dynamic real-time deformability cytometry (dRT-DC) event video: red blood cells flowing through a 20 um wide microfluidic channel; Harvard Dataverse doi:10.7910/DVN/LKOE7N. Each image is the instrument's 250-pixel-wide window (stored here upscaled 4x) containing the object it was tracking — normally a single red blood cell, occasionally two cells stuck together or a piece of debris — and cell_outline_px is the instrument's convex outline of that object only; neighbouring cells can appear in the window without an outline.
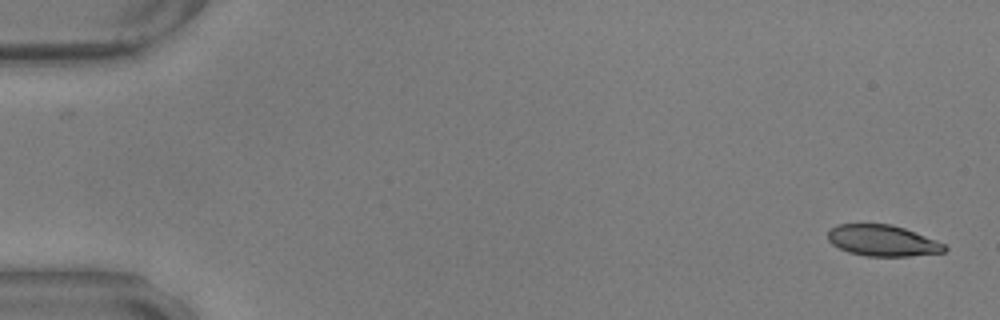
{"species": "common noctule bat (a hibernating species)", "species_latin": "Nyctalus noctula", "temperature_condition": "warm", "stored_images_in_passage": 57, "camera_frame_rate_fps": 3000, "um_per_image_px": 0.085, "animal": {"sex": "male", "body_mass_g": 17.9, "forearm_length_mm": 54.2}, "frame": {"image": 1, "passage_image": 1, "time_ms": 0.0, "image_size_px": [1000, 320], "cell_outline_px": [[948, 248], [944, 252], [908, 256], [864, 256], [848, 252], [832, 244], [828, 240], [828, 232], [836, 224], [892, 224], [904, 228], [936, 240], [944, 244]], "centroid_in_image_um": [75.01, 20.45], "position_along_channel_um": 10.0, "area_um2": 21.1}}
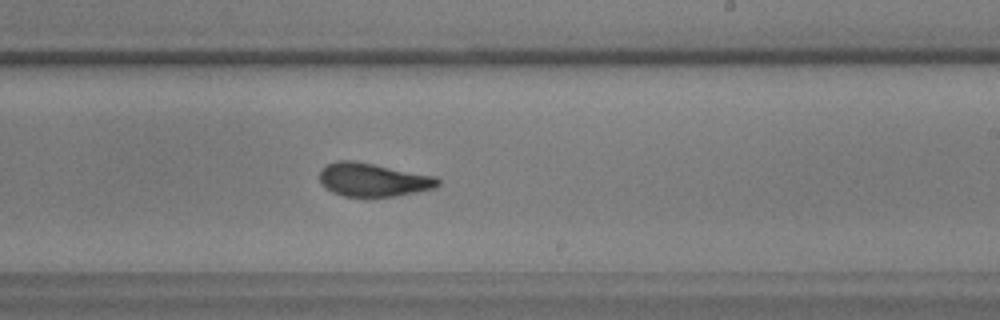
{"frame": {"image": 2, "passage_image": 34, "time_ms": 11.0, "image_size_px": [1000, 320], "cell_outline_px": [[440, 184], [436, 188], [396, 196], [344, 196], [332, 192], [324, 188], [320, 184], [320, 172], [328, 164], [336, 160], [352, 160], [436, 176], [440, 180]], "centroid_in_image_um": [31.72, 15.28], "position_along_channel_um": 257.3, "area_um2": 23.0}}
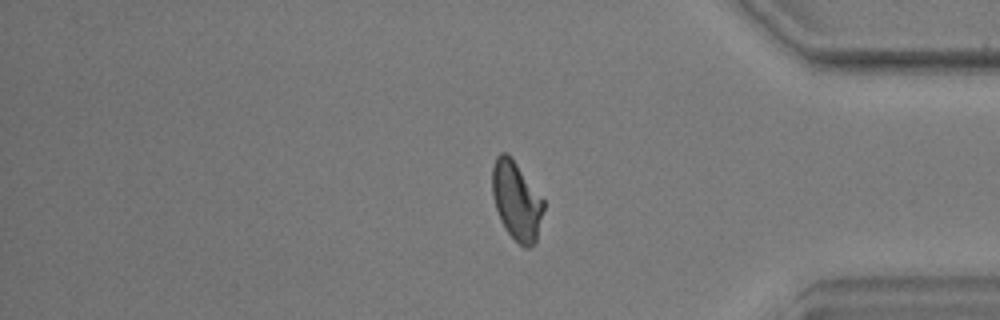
{"frame": {"image": 3, "passage_image": 47, "time_ms": 15.333, "image_size_px": [1000, 320], "cell_outline_px": [[544, 208], [536, 240], [528, 248], [524, 248], [508, 232], [500, 220], [492, 196], [492, 168], [496, 156], [500, 152], [508, 152], [512, 156], [544, 200]], "centroid_in_image_um": [43.89, 17.01], "position_along_channel_um": 391.3, "area_um2": 23.52}, "authors_computed_cell_mechanics": {"area_um2": 22.9466, "velocity_mm_per_s": 3.5301, "shape_relaxation_time_tau1_ms": 6.3714, "shape_relaxation_time_tau2_ms": 1.8333, "deformation_change_tau1": 0.2064, "deformation_change_tau2": 0.078}}